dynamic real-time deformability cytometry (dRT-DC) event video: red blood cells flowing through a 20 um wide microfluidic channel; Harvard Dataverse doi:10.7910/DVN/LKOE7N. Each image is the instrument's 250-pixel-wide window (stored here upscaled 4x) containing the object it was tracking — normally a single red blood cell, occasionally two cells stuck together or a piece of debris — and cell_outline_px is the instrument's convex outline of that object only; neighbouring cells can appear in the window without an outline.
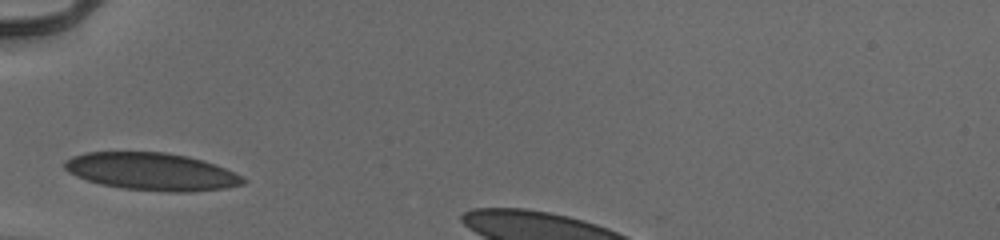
{"species": "human", "species_latin": "Homo sapiens", "temperature_condition": "cold", "stored_images_in_passage": 26, "camera_frame_rate_fps": 3000, "um_per_image_px": 0.085, "donor": {"sex": "male"}, "frame": {"image": 1, "passage_image": 1, "time_ms": 0.0, "image_size_px": [1000, 240], "cell_outline_px": [[248, 180], [244, 184], [224, 188], [188, 192], [168, 192], [124, 188], [100, 184], [76, 176], [68, 172], [64, 168], [64, 160], [72, 156], [84, 152], [164, 152], [188, 156], [216, 164]], "centroid_in_image_um": [12.87, 14.58], "position_along_channel_um": 72.1, "area_um2": 38.96}}
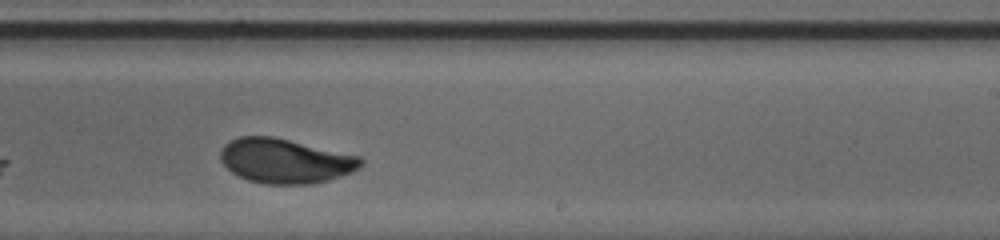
{"frame": {"image": 2, "passage_image": 16, "time_ms": 5.0, "image_size_px": [1000, 240], "cell_outline_px": [[364, 164], [360, 168], [352, 172], [328, 180], [312, 184], [264, 184], [248, 180], [232, 172], [220, 160], [220, 152], [224, 144], [228, 140], [240, 136], [272, 136], [360, 156], [364, 160]], "centroid_in_image_um": [24.25, 13.67], "position_along_channel_um": 264.8, "area_um2": 36.59}}
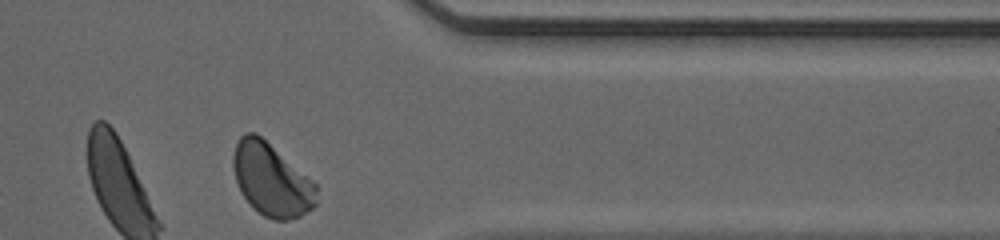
{"frame": {"image": 3, "passage_image": 26, "time_ms": 8.333, "image_size_px": [1000, 240], "cell_outline_px": [[316, 204], [312, 208], [300, 216], [288, 220], [272, 220], [264, 216], [240, 192], [236, 180], [232, 164], [232, 156], [236, 144], [240, 136], [244, 132], [256, 132], [312, 180], [316, 184]], "centroid_in_image_um": [23.06, 15.26], "position_along_channel_um": 388.3, "area_um2": 34.91}, "authors_computed_cell_mechanics": {"area_um2": 36.9053, "velocity_mm_per_s": 3.903, "shape_relaxation_time_tau1_ms": 3.9532, "shape_relaxation_time_tau2_ms": null, "deformation_change_tau1": 0.1663, "deformation_change_tau2": null}}